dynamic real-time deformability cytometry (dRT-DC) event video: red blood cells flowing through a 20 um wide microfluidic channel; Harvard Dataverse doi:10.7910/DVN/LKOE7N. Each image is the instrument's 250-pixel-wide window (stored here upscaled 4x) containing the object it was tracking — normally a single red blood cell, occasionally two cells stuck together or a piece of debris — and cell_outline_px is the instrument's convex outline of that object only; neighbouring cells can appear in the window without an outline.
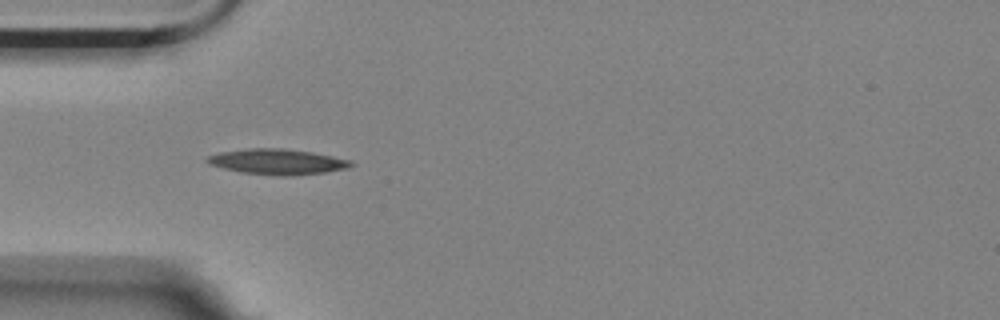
{"species": "Egyptian fruit bat (a non-hibernating species)", "species_latin": "Rousettus aegyptiacus", "temperature_condition": "room temperature", "stored_images_in_passage": 5, "camera_frame_rate_fps": 3000, "um_per_image_px": 0.085, "animal": {"sex": "female"}, "frame": {"image": 1, "passage_image": 5, "time_ms": 1.333, "image_size_px": [1000, 320], "cell_outline_px": [[356, 164], [348, 168], [324, 172], [288, 176], [280, 176], [240, 172], [208, 164], [204, 160], [208, 156], [220, 152], [248, 148], [284, 148], [312, 152], [352, 160]], "centroid_in_image_um": [23.58, 13.74], "position_along_channel_um": 61.4, "area_um2": 21.44}}